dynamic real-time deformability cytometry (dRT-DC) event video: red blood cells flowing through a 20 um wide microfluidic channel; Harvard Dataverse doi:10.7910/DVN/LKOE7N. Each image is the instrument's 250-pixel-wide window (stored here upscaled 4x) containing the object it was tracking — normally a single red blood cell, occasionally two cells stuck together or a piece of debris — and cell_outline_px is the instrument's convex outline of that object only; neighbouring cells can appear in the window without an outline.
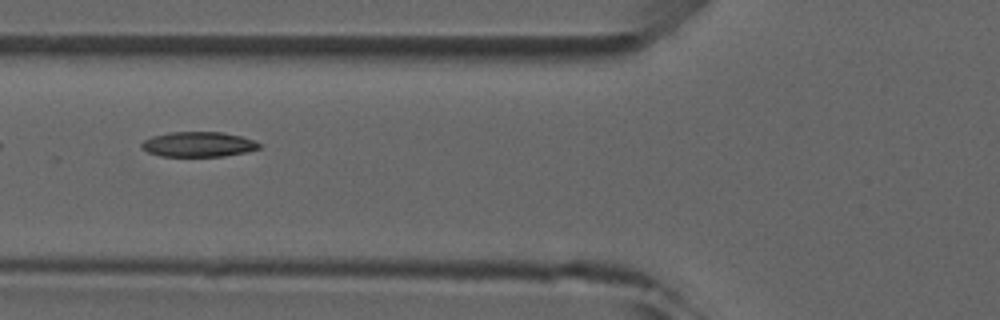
{"species": "common noctule bat (a hibernating species)", "species_latin": "Nyctalus noctula", "temperature_condition": "room temperature", "stored_images_in_passage": 3, "camera_frame_rate_fps": 3000, "um_per_image_px": 0.085, "animal": {"sex": "male", "forearm_length_mm": 52.5}, "frame": {"image": 1, "passage_image": 3, "time_ms": 2.0, "image_size_px": [1000, 320], "cell_outline_px": [[260, 148], [248, 152], [224, 156], [160, 156], [148, 152], [140, 148], [140, 144], [144, 140], [152, 136], [168, 132], [220, 132], [240, 136], [256, 140], [260, 144]], "centroid_in_image_um": [16.85, 12.27], "position_along_channel_um": 108.9, "area_um2": 17.28}}